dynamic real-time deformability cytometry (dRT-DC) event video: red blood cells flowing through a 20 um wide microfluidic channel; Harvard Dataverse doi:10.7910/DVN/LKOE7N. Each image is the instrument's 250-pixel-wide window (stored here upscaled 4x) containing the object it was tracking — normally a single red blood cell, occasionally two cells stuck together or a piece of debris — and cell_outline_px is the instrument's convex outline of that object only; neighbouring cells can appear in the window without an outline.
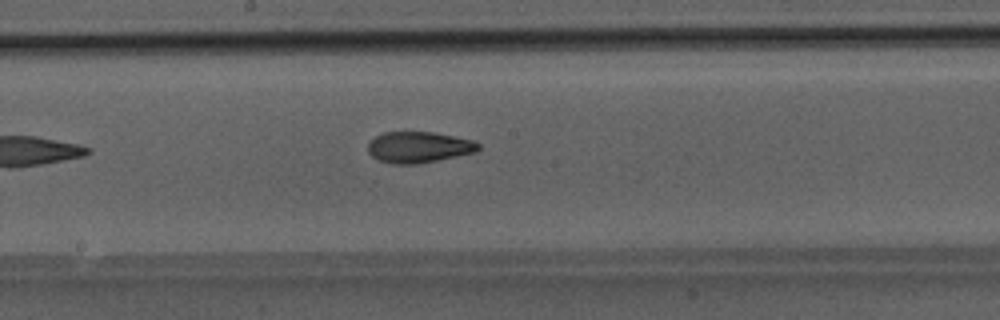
{"species": "Egyptian fruit bat (a non-hibernating species)", "species_latin": "Rousettus aegyptiacus", "temperature_condition": "room temperature", "stored_images_in_passage": 10, "camera_frame_rate_fps": 3000, "um_per_image_px": 0.085, "animal": {"sex": "male"}, "frame": {"image": 1, "passage_image": 10, "time_ms": 3.0, "image_size_px": [1000, 320], "cell_outline_px": [[480, 148], [476, 152], [416, 164], [392, 164], [380, 160], [372, 156], [368, 152], [368, 144], [376, 136], [384, 132], [432, 132], [472, 140], [480, 144]], "centroid_in_image_um": [35.58, 12.51], "position_along_channel_um": 212.6, "area_um2": 19.77}}